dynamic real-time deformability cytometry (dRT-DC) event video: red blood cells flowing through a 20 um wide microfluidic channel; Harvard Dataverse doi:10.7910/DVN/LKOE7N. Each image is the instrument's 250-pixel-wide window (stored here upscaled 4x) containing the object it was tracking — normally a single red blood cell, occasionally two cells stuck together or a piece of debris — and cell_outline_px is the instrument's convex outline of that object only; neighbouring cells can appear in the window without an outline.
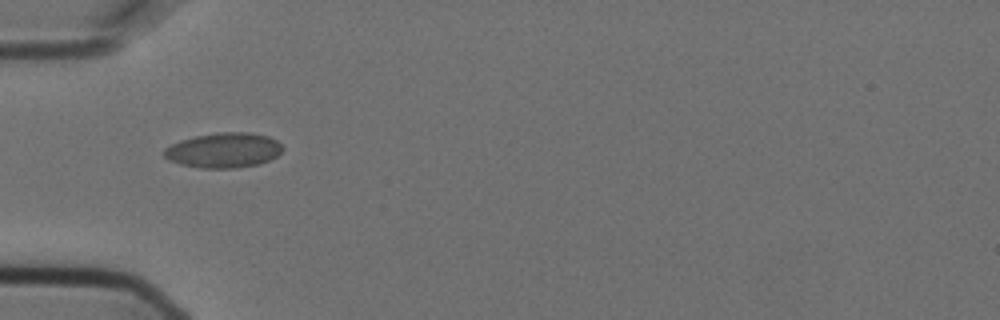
{"species": "Egyptian fruit bat (a non-hibernating species)", "species_latin": "Rousettus aegyptiacus", "temperature_condition": "cold", "stored_images_in_passage": 3, "camera_frame_rate_fps": 3000, "um_per_image_px": 0.085, "animal": {"sex": "female"}, "frame": {"image": 1, "passage_image": 2, "time_ms": 0.333, "image_size_px": [1000, 320], "cell_outline_px": [[284, 148], [276, 156], [268, 160], [256, 164], [236, 168], [200, 168], [180, 164], [168, 160], [164, 156], [164, 148], [180, 140], [196, 136], [220, 132], [248, 132], [268, 136], [276, 140]], "centroid_in_image_um": [18.99, 12.77], "position_along_channel_um": 66.0, "area_um2": 24.04}}
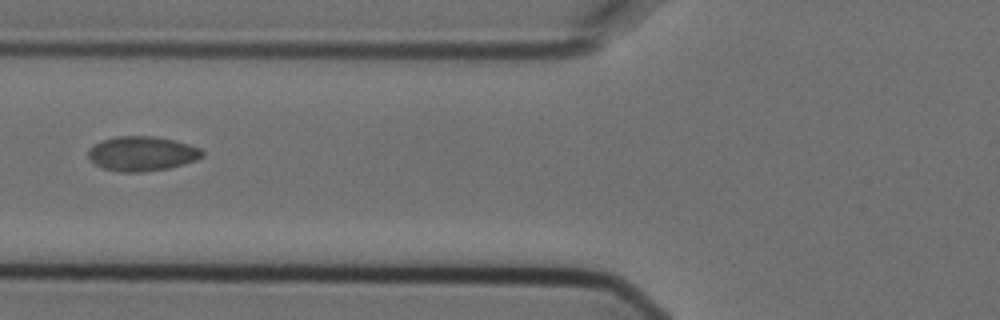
{"frame": {"image": 2, "passage_image": 3, "time_ms": 0.667, "image_size_px": [1000, 320], "cell_outline_px": [[204, 156], [196, 160], [184, 164], [168, 168], [140, 172], [120, 172], [104, 168], [92, 164], [88, 160], [88, 148], [104, 140], [116, 136], [152, 136], [172, 140], [188, 144], [200, 148], [204, 152]], "centroid_in_image_um": [12.04, 13.07], "position_along_channel_um": 113.8, "area_um2": 23.0}}